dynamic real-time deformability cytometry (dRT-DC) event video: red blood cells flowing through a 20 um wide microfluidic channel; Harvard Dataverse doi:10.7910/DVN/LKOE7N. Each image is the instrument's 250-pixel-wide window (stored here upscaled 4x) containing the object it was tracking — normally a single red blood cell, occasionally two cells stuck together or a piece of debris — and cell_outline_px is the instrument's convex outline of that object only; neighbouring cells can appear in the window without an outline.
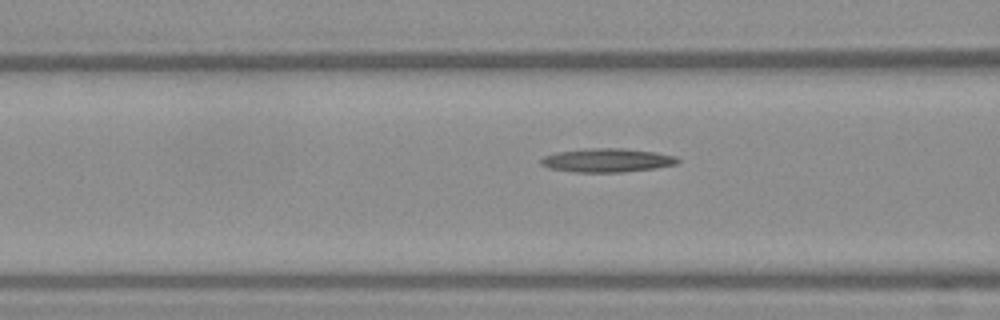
{"species": "Egyptian fruit bat (a non-hibernating species)", "species_latin": "Rousettus aegyptiacus", "temperature_condition": "warm", "stored_images_in_passage": 27, "camera_frame_rate_fps": 3000, "um_per_image_px": 0.085, "frame": {"image": 1, "passage_image": 8, "time_ms": 2.333, "image_size_px": [1000, 320], "cell_outline_px": [[680, 160], [676, 164], [656, 168], [624, 172], [572, 172], [548, 168], [540, 164], [540, 160], [544, 156], [556, 152], [592, 148], [624, 148], [656, 152], [676, 156]], "centroid_in_image_um": [51.6, 13.62], "position_along_channel_um": 115.0, "area_um2": 19.02}}
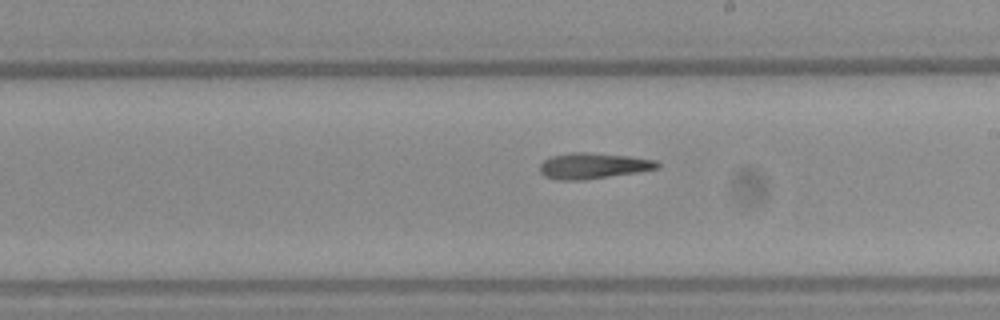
{"frame": {"image": 2, "passage_image": 17, "time_ms": 5.333, "image_size_px": [1000, 320], "cell_outline_px": [[660, 168], [636, 172], [584, 180], [556, 180], [544, 176], [540, 172], [540, 164], [544, 160], [552, 156], [572, 152], [584, 152], [628, 156], [656, 160], [660, 164]], "centroid_in_image_um": [50.4, 14.1], "position_along_channel_um": 238.6, "area_um2": 17.63}}
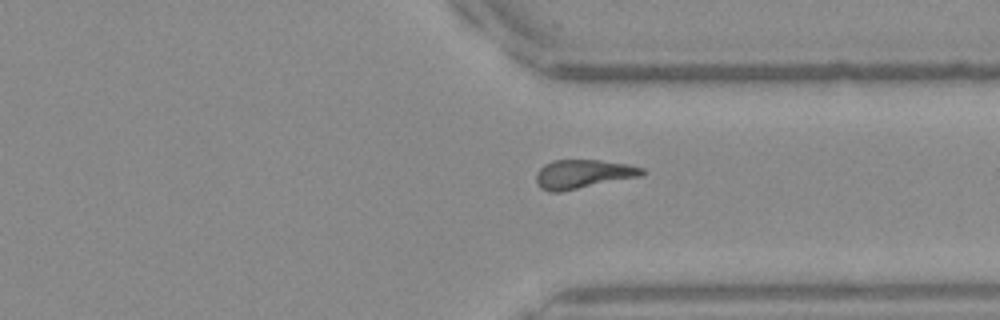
{"frame": {"image": 3, "passage_image": 26, "time_ms": 8.333, "image_size_px": [1000, 320], "cell_outline_px": [[644, 172], [640, 176], [560, 192], [548, 192], [540, 188], [536, 184], [536, 172], [544, 164], [552, 160], [600, 160], [628, 164], [644, 168]], "centroid_in_image_um": [49.5, 14.79], "position_along_channel_um": 361.9, "area_um2": 17.86}}